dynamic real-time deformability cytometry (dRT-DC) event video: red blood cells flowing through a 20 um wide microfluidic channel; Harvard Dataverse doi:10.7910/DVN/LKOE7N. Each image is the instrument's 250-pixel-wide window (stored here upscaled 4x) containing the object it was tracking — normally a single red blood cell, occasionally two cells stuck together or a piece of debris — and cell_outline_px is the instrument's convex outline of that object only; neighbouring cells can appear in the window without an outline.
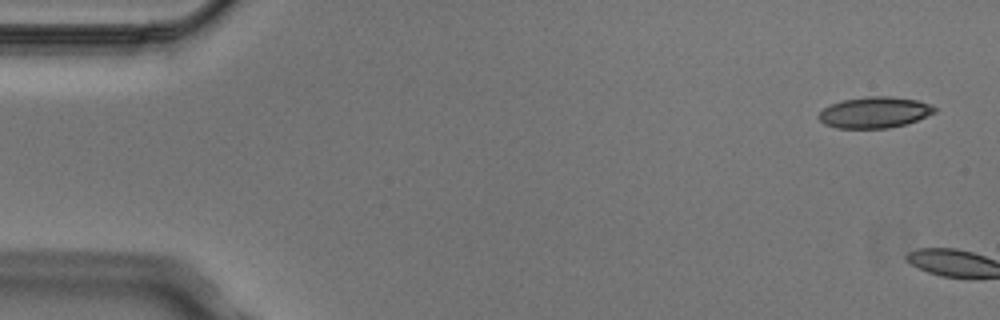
{"species": "Egyptian fruit bat (a non-hibernating species)", "species_latin": "Rousettus aegyptiacus", "temperature_condition": "cold", "stored_images_in_passage": 2, "camera_frame_rate_fps": 3000, "um_per_image_px": 0.085, "animal": {"sex": "male"}, "frame": {"image": 1, "passage_image": 1, "time_ms": 0.0, "image_size_px": [1000, 320], "cell_outline_px": [[936, 112], [916, 120], [904, 124], [888, 128], [836, 128], [824, 124], [816, 116], [824, 108], [832, 104], [844, 100], [868, 96], [892, 96], [916, 100], [932, 104], [936, 108]], "centroid_in_image_um": [74.34, 9.55], "position_along_channel_um": 10.7, "area_um2": 20.92}}